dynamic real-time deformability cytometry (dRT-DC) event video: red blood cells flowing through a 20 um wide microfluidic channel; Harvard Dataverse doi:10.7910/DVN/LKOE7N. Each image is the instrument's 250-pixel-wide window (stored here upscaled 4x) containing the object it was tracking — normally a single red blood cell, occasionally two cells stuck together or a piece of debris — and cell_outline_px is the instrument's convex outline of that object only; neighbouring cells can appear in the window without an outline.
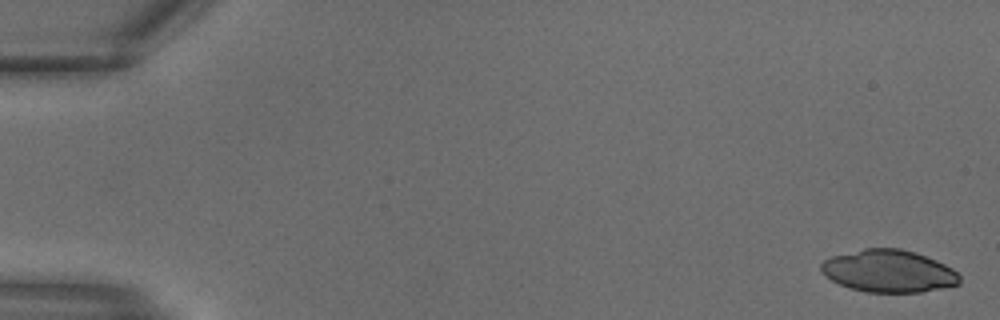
{"species": "common noctule bat (a hibernating species)", "species_latin": "Nyctalus noctula", "temperature_condition": "warm", "stored_images_in_passage": 15, "camera_frame_rate_fps": 3000, "um_per_image_px": 0.085, "animal": {"sex": "male", "body_mass_g": 18.8}, "frame": {"image": 1, "passage_image": 1, "time_ms": 0.0, "image_size_px": [1000, 320], "cell_outline_px": [[960, 284], [920, 292], [868, 292], [852, 288], [840, 284], [824, 276], [820, 268], [820, 264], [824, 260], [832, 256], [864, 248], [900, 248], [916, 252], [936, 260], [952, 268], [960, 276]], "centroid_in_image_um": [75.53, 23.03], "position_along_channel_um": 9.5, "area_um2": 34.1}}